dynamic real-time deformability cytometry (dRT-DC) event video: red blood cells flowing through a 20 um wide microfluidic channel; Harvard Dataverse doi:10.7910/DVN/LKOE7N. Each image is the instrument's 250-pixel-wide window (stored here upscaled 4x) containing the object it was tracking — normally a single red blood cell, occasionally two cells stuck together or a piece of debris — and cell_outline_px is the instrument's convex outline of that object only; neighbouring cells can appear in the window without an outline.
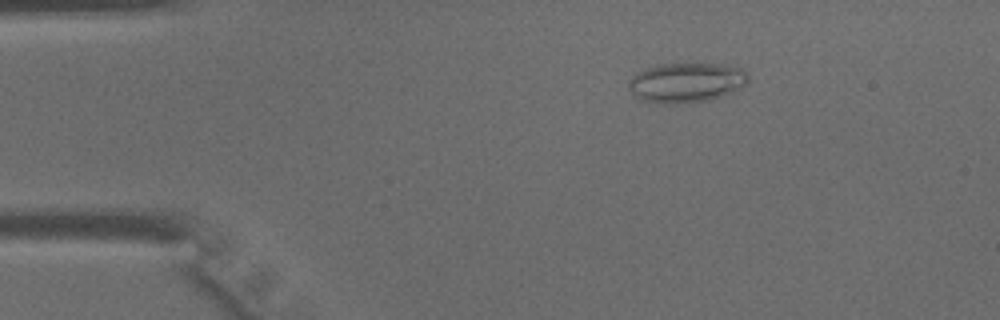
{"species": "common noctule bat (a hibernating species)", "species_latin": "Nyctalus noctula", "temperature_condition": "warm", "stored_images_in_passage": 32, "camera_frame_rate_fps": 3000, "um_per_image_px": 0.085, "animal": {"sex": "male", "body_mass_g": 15.6}, "frame": {"image": 1, "passage_image": 8, "time_ms": 2.333, "image_size_px": [1000, 320], "cell_outline_px": [[748, 84], [720, 96], [704, 100], [680, 104], [668, 104], [640, 100], [632, 96], [628, 88], [628, 80], [636, 72], [656, 64], [692, 60], [720, 64], [740, 68], [748, 72]], "centroid_in_image_um": [58.28, 6.96], "position_along_channel_um": 26.7, "area_um2": 28.73}}
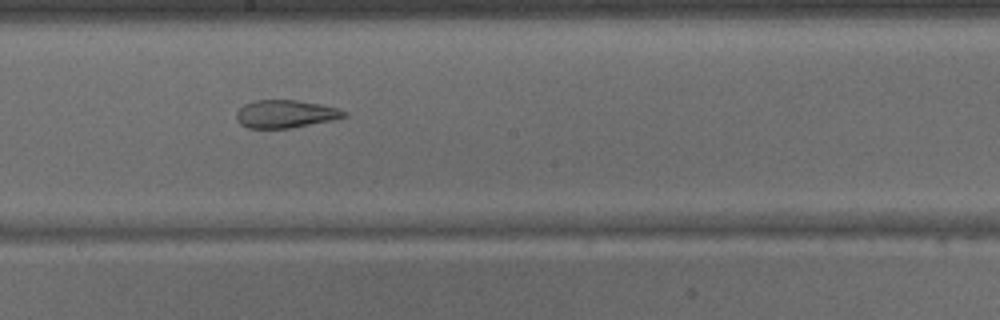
{"frame": {"image": 2, "passage_image": 25, "time_ms": 8.0, "image_size_px": [1000, 320], "cell_outline_px": [[348, 116], [336, 120], [288, 128], [248, 128], [240, 124], [236, 120], [236, 112], [244, 104], [256, 100], [296, 100], [320, 104], [336, 108], [348, 112]], "centroid_in_image_um": [24.28, 9.69], "position_along_channel_um": 223.9, "area_um2": 17.57}}
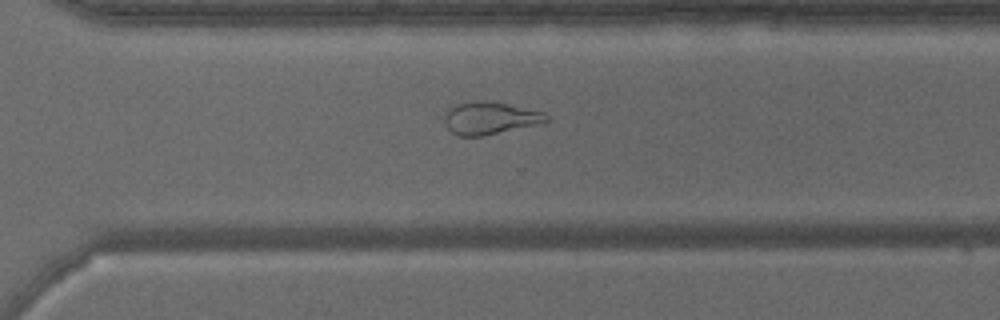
{"frame": {"image": 3, "passage_image": 32, "time_ms": 10.333, "image_size_px": [1000, 320], "cell_outline_px": [[552, 120], [480, 136], [456, 136], [448, 128], [444, 120], [444, 116], [448, 108], [456, 104], [476, 100], [504, 104], [544, 112]], "centroid_in_image_um": [41.58, 10.04], "position_along_channel_um": 329.0, "area_um2": 18.73}}